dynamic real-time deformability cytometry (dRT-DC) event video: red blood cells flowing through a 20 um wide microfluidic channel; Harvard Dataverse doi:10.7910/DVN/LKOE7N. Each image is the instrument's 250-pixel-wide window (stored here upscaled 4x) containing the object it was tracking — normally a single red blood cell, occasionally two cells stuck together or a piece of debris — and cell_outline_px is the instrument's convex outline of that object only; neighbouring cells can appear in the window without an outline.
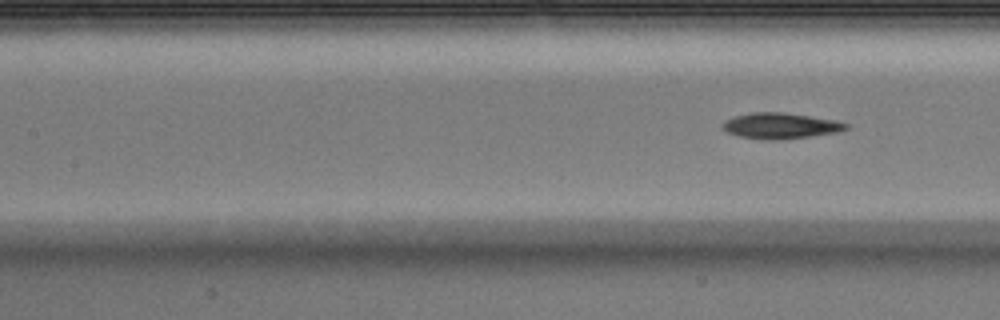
{"species": "Egyptian fruit bat (a non-hibernating species)", "species_latin": "Rousettus aegyptiacus", "temperature_condition": "warm", "stored_images_in_passage": 8, "segment_of_instrument_passage": [2, 2], "camera_frame_rate_fps": 3000, "um_per_image_px": 0.085, "animal": {"sex": "male"}, "frame": {"image": 1, "passage_image": 8, "time_ms": 2.333, "image_size_px": [1000, 320], "cell_outline_px": [[848, 128], [836, 132], [812, 136], [780, 140], [764, 140], [736, 136], [720, 128], [720, 124], [724, 120], [736, 116], [752, 112], [784, 112], [836, 120], [848, 124]], "centroid_in_image_um": [66.28, 10.7], "position_along_channel_um": 141.1, "area_um2": 18.79}}